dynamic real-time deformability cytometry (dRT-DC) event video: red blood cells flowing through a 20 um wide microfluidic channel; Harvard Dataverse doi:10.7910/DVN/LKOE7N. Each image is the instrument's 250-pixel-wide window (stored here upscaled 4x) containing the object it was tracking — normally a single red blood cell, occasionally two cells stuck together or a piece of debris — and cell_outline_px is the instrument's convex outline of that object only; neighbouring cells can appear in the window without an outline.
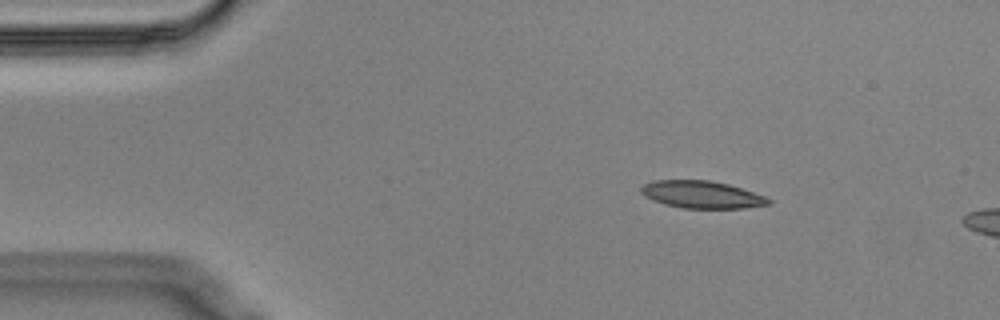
{"species": "Egyptian fruit bat (a non-hibernating species)", "species_latin": "Rousettus aegyptiacus", "temperature_condition": "cold", "stored_images_in_passage": 15, "camera_frame_rate_fps": 3000, "um_per_image_px": 0.085, "animal": {"sex": "male"}, "frame": {"image": 1, "passage_image": 7, "time_ms": 2.0, "image_size_px": [1000, 320], "cell_outline_px": [[772, 204], [744, 208], [680, 208], [664, 204], [652, 200], [644, 196], [640, 192], [640, 188], [644, 184], [652, 180], [708, 180], [728, 184], [764, 196], [772, 200]], "centroid_in_image_um": [59.62, 16.54], "position_along_channel_um": 25.4, "area_um2": 20.35}}